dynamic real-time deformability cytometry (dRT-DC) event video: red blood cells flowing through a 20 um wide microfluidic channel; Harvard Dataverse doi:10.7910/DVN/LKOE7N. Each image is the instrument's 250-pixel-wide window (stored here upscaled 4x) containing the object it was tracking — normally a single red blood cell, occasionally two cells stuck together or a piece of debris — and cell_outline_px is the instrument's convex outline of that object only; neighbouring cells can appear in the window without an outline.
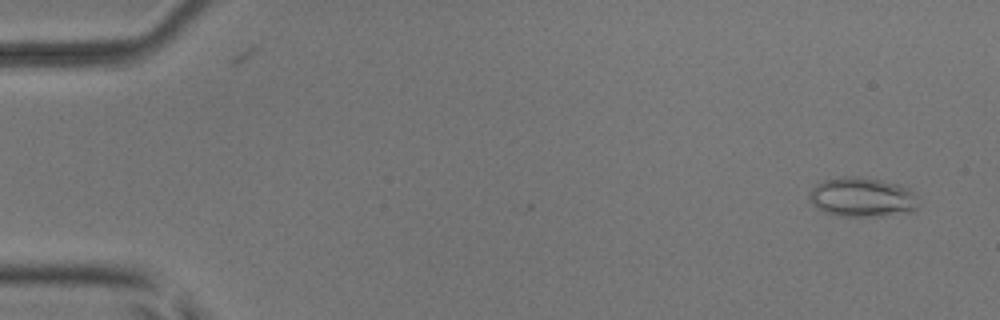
{"species": "common noctule bat (a hibernating species)", "species_latin": "Nyctalus noctula", "temperature_condition": "room temperature", "stored_images_in_passage": 2, "camera_frame_rate_fps": 3000, "um_per_image_px": 0.085, "animal": {"sex": "male", "body_mass_g": 17.9, "forearm_length_mm": 54.2}, "frame": {"image": 1, "passage_image": 1, "time_ms": 0.0, "image_size_px": [1000, 320], "cell_outline_px": [[920, 200], [916, 208], [912, 212], [880, 216], [836, 216], [824, 212], [816, 208], [812, 204], [808, 196], [808, 192], [816, 184], [824, 180], [844, 176], [856, 176], [880, 180], [900, 184], [908, 188]], "centroid_in_image_um": [73.27, 16.77], "position_along_channel_um": 11.7, "area_um2": 25.43}}